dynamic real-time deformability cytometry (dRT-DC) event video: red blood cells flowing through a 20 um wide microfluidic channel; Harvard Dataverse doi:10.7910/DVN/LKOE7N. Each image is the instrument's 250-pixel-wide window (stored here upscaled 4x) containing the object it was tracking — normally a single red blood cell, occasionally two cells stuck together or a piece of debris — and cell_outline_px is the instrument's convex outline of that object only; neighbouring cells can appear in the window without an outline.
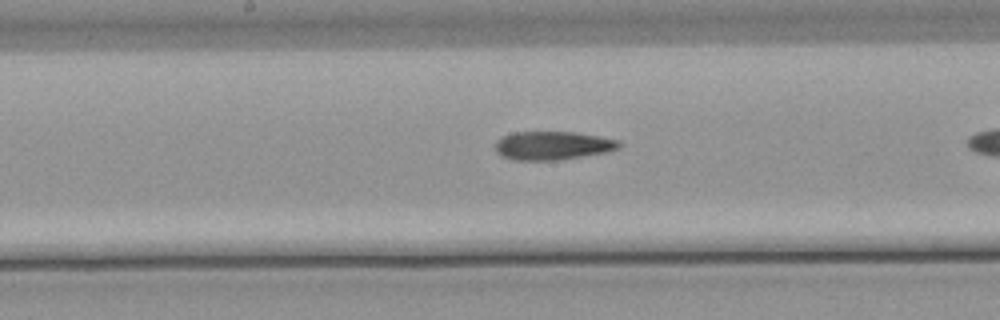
{"species": "common noctule bat (a hibernating species)", "species_latin": "Nyctalus noctula", "temperature_condition": "warm", "stored_images_in_passage": 36, "camera_frame_rate_fps": 3000, "um_per_image_px": 0.085, "animal": {"sex": "male", "body_mass_g": 21.5, "forearm_length_mm": 52.0}, "frame": {"image": 1, "passage_image": 22, "time_ms": 7.0, "image_size_px": [1000, 320], "cell_outline_px": [[624, 144], [620, 148], [608, 152], [560, 160], [512, 160], [500, 156], [496, 152], [496, 140], [500, 136], [512, 132], [576, 132], [620, 140]], "centroid_in_image_um": [46.99, 12.37], "position_along_channel_um": 201.2, "area_um2": 20.98}}
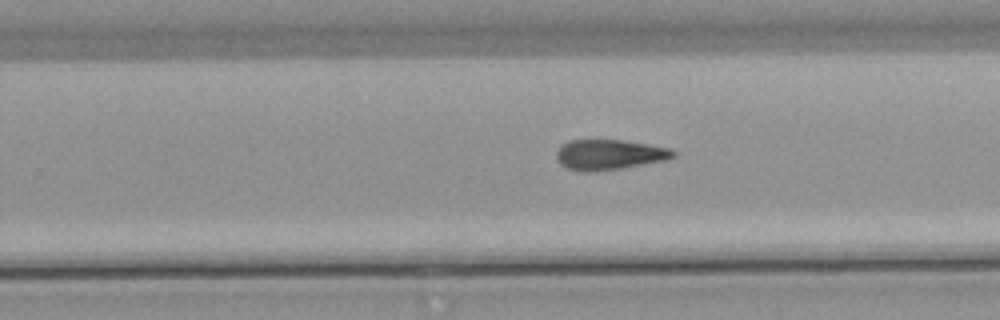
{"frame": {"image": 2, "passage_image": 28, "time_ms": 9.0, "image_size_px": [1000, 320], "cell_outline_px": [[676, 156], [668, 160], [620, 168], [568, 168], [560, 164], [556, 156], [556, 152], [560, 144], [568, 140], [620, 140], [648, 144], [672, 148], [676, 152]], "centroid_in_image_um": [51.86, 13.08], "position_along_channel_um": 277.9, "area_um2": 19.88}}
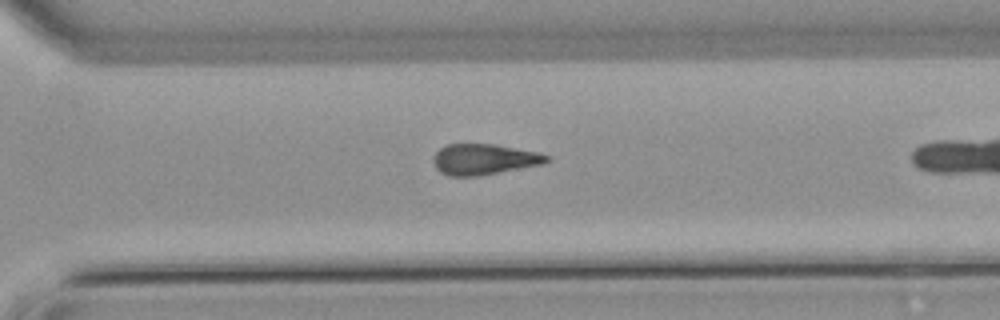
{"frame": {"image": 3, "passage_image": 32, "time_ms": 10.333, "image_size_px": [1000, 320], "cell_outline_px": [[552, 160], [544, 164], [480, 176], [448, 176], [440, 172], [436, 168], [432, 160], [432, 156], [440, 148], [448, 144], [496, 144], [540, 152], [552, 156]], "centroid_in_image_um": [41.2, 13.54], "position_along_channel_um": 329.4, "area_um2": 20.81}}